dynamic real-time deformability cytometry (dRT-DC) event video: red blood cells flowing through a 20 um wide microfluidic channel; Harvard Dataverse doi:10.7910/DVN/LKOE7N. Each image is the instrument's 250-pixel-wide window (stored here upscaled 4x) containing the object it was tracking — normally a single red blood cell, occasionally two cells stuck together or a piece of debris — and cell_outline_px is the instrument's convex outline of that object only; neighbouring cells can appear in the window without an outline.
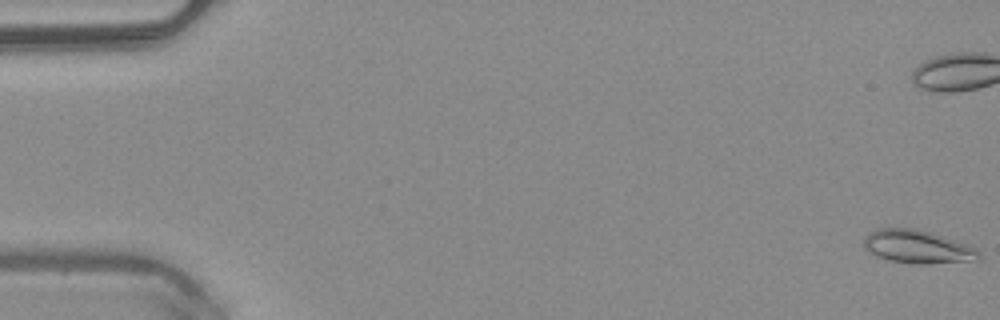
{"species": "common noctule bat (a hibernating species)", "species_latin": "Nyctalus noctula", "temperature_condition": "warm", "stored_images_in_passage": 51, "camera_frame_rate_fps": 3000, "um_per_image_px": 0.085, "animal": {"sex": "male", "body_mass_g": 20.4}, "frame": {"image": 1, "passage_image": 1, "time_ms": 0.0, "image_size_px": [1000, 320], "cell_outline_px": [[980, 260], [924, 264], [916, 264], [888, 260], [876, 256], [868, 252], [864, 248], [864, 236], [868, 232], [876, 228], [916, 228], [932, 232], [968, 244], [976, 248], [980, 252]], "centroid_in_image_um": [77.98, 20.96], "position_along_channel_um": 7.0, "area_um2": 22.66}, "authors_computed_cell_mechanics": {"area_um2": 18.6694, "velocity_mm_per_s": 4.0831, "shape_relaxation_time_tau1_ms": 5.0769, "shape_relaxation_time_tau2_ms": 2.1418, "deformation_change_tau1": 0.1384, "deformation_change_tau2": 0.0774}}